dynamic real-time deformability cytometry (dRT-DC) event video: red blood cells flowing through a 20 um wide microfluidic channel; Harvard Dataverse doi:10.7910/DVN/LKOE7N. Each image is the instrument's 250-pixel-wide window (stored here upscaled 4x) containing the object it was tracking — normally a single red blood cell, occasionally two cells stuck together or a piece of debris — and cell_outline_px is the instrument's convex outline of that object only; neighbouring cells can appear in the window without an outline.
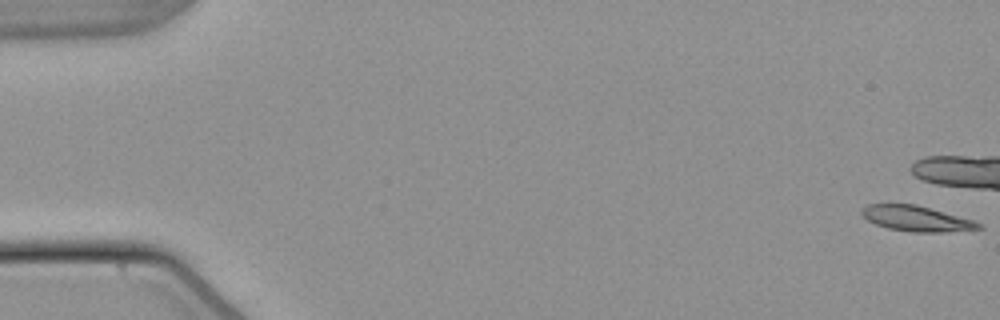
{"species": "common noctule bat (a hibernating species)", "species_latin": "Nyctalus noctula", "temperature_condition": "warm", "stored_images_in_passage": 9, "camera_frame_rate_fps": 3000, "um_per_image_px": 0.085, "animal": {"sex": "male", "body_mass_g": 21.5, "forearm_length_mm": 52.0}, "frame": {"image": 1, "passage_image": 1, "time_ms": 0.0, "image_size_px": [1000, 320], "cell_outline_px": [[984, 228], [940, 232], [912, 232], [888, 228], [876, 224], [868, 220], [860, 212], [868, 204], [916, 204], [972, 220], [980, 224]], "centroid_in_image_um": [77.87, 18.58], "position_along_channel_um": 7.1, "area_um2": 16.94}}